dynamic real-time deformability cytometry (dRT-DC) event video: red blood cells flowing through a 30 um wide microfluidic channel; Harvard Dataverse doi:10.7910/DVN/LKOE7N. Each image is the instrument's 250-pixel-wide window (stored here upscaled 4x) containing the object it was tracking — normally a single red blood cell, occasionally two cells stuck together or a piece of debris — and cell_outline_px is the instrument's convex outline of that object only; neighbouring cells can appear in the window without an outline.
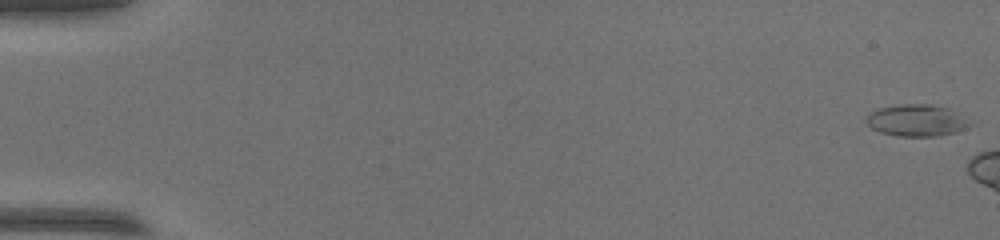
{"species": "common noctule bat (a hibernating species)", "species_latin": "Nyctalus noctula", "temperature_condition": "warm", "stored_images_in_passage": 7, "camera_frame_rate_fps": 3000, "um_per_image_px": 0.085, "animal": {"sex": "female", "body_mass_g": 17.0, "forearm_length_mm": 48.0}, "frame": {"image": 1, "passage_image": 1, "time_ms": 0.0, "image_size_px": [1000, 240], "cell_outline_px": [[980, 120], [976, 124], [956, 132], [936, 136], [896, 136], [880, 132], [872, 128], [864, 120], [864, 116], [880, 108], [896, 104], [928, 104], [948, 108]], "centroid_in_image_um": [78.05, 10.23], "position_along_channel_um": 7.0, "area_um2": 19.94}}